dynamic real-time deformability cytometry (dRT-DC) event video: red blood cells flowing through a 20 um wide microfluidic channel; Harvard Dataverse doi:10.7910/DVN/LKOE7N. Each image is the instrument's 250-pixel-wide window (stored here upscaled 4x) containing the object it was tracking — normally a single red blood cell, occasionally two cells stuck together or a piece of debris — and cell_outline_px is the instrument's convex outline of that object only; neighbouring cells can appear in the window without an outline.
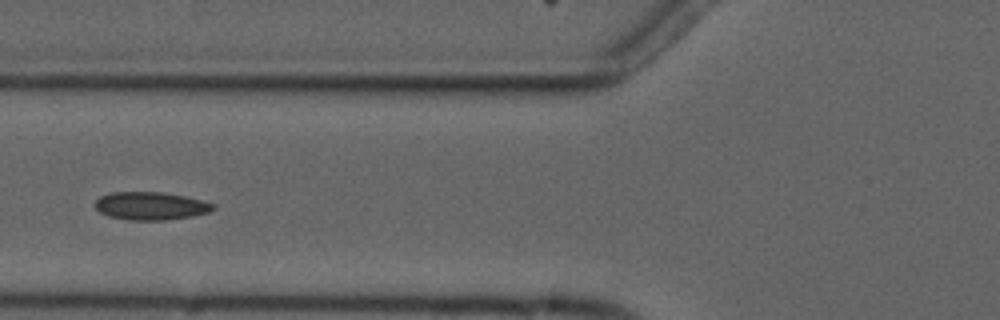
{"species": "common noctule bat (a hibernating species)", "species_latin": "Nyctalus noctula", "temperature_condition": "cold", "stored_images_in_passage": 6, "camera_frame_rate_fps": 3000, "um_per_image_px": 0.085, "animal": {"sex": "male", "forearm_length_mm": 52.5}, "frame": {"image": 1, "passage_image": 6, "time_ms": 6.667, "image_size_px": [1000, 320], "cell_outline_px": [[216, 208], [208, 212], [192, 216], [164, 220], [128, 220], [108, 216], [100, 212], [92, 204], [100, 196], [112, 192], [160, 192], [184, 196], [216, 204]], "centroid_in_image_um": [12.78, 17.5], "position_along_channel_um": 113.0, "area_um2": 19.25}}